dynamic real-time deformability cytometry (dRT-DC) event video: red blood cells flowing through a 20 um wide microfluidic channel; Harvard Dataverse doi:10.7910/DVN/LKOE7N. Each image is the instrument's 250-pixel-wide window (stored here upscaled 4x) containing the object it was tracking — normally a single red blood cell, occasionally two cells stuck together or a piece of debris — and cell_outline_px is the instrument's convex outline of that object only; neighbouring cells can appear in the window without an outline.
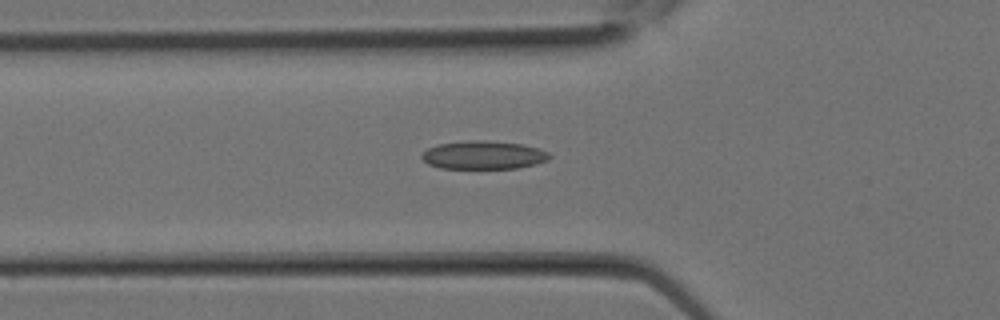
{"species": "Egyptian fruit bat (a non-hibernating species)", "species_latin": "Rousettus aegyptiacus", "temperature_condition": "room temperature", "stored_images_in_passage": 6, "camera_frame_rate_fps": 3000, "um_per_image_px": 0.085, "animal": {"sex": "female"}, "frame": {"image": 1, "passage_image": 4, "time_ms": 1.0, "image_size_px": [1000, 320], "cell_outline_px": [[552, 156], [548, 160], [536, 164], [516, 168], [440, 168], [428, 164], [420, 156], [428, 148], [436, 144], [468, 140], [484, 140], [524, 144], [540, 148], [548, 152]], "centroid_in_image_um": [41.12, 13.17], "position_along_channel_um": 84.7, "area_um2": 21.21}}
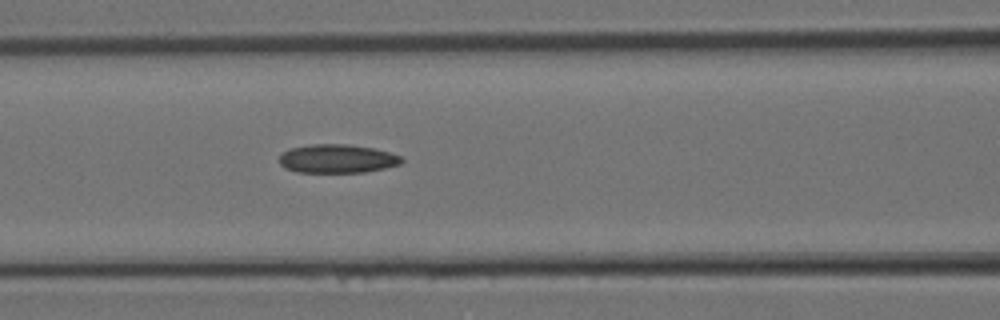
{"frame": {"image": 2, "passage_image": 6, "time_ms": 1.667, "image_size_px": [1000, 320], "cell_outline_px": [[404, 160], [400, 164], [384, 168], [364, 172], [296, 172], [284, 168], [280, 164], [280, 156], [284, 152], [292, 148], [312, 144], [348, 144], [372, 148], [388, 152], [400, 156]], "centroid_in_image_um": [28.66, 13.49], "position_along_channel_um": 137.9, "area_um2": 20.23}}